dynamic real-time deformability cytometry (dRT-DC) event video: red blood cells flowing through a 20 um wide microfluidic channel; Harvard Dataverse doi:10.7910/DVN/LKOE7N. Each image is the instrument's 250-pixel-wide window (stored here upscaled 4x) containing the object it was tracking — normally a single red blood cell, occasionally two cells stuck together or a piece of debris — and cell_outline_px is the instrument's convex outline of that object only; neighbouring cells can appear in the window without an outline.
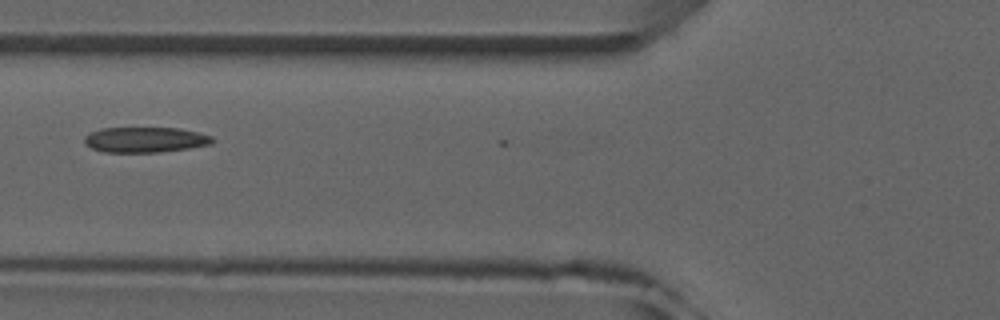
{"species": "common noctule bat (a hibernating species)", "species_latin": "Nyctalus noctula", "temperature_condition": "room temperature", "stored_images_in_passage": 7, "camera_frame_rate_fps": 3000, "um_per_image_px": 0.085, "animal": {"sex": "male", "forearm_length_mm": 52.5}, "frame": {"image": 1, "passage_image": 6, "time_ms": 6.0, "image_size_px": [1000, 320], "cell_outline_px": [[216, 140], [212, 144], [188, 148], [160, 152], [104, 152], [92, 148], [84, 144], [84, 136], [88, 132], [100, 128], [180, 128], [212, 136]], "centroid_in_image_um": [12.32, 11.87], "position_along_channel_um": 113.5, "area_um2": 19.07}}